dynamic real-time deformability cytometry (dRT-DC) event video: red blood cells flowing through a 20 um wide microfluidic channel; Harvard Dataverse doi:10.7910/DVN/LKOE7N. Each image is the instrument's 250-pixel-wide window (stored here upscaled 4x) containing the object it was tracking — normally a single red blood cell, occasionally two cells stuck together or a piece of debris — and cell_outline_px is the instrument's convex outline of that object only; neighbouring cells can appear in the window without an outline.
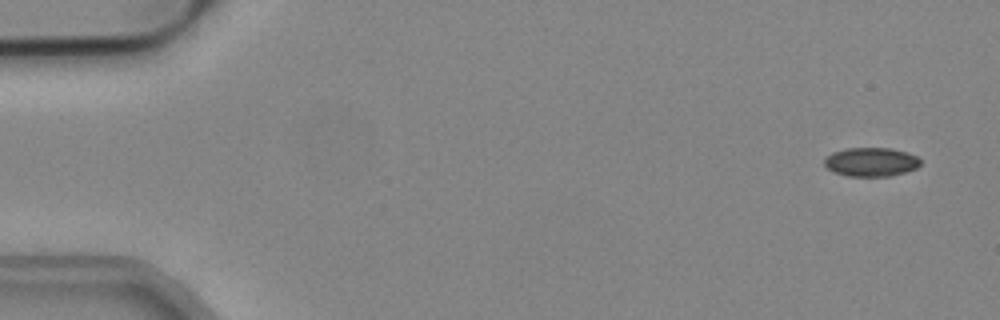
{"species": "common noctule bat (a hibernating species)", "species_latin": "Nyctalus noctula", "temperature_condition": "cold", "stored_images_in_passage": 12, "camera_frame_rate_fps": 3000, "um_per_image_px": 0.085, "animal": {"sex": "male", "body_mass_g": 19.2, "forearm_length_mm": 51.8}, "frame": {"image": 1, "passage_image": 3, "time_ms": 0.667, "image_size_px": [1000, 320], "cell_outline_px": [[920, 164], [916, 168], [892, 176], [848, 176], [832, 172], [824, 164], [824, 160], [832, 152], [844, 148], [892, 148], [908, 152], [916, 156], [920, 160]], "centroid_in_image_um": [74.03, 13.76], "position_along_channel_um": 11.0, "area_um2": 16.24}}